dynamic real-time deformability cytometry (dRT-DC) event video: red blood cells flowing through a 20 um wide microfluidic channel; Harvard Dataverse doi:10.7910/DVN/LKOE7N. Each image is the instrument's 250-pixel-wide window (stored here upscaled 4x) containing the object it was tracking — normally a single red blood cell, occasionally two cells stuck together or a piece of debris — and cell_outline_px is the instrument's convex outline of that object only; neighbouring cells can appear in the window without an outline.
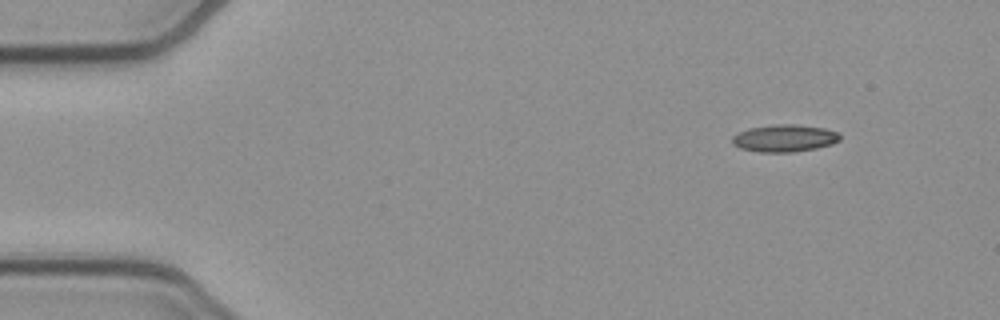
{"species": "common noctule bat (a hibernating species)", "species_latin": "Nyctalus noctula", "temperature_condition": "cold", "stored_images_in_passage": 49, "camera_frame_rate_fps": 3000, "um_per_image_px": 0.085, "animal": {"sex": "female", "body_mass_g": 21.9}, "frame": {"image": 1, "passage_image": 1, "time_ms": 0.0, "image_size_px": [1000, 320], "cell_outline_px": [[840, 140], [832, 144], [816, 148], [792, 152], [760, 152], [740, 148], [732, 144], [732, 136], [748, 128], [772, 124], [796, 124], [824, 128], [836, 132], [840, 136]], "centroid_in_image_um": [66.66, 11.74], "position_along_channel_um": 18.3, "area_um2": 17.11}}
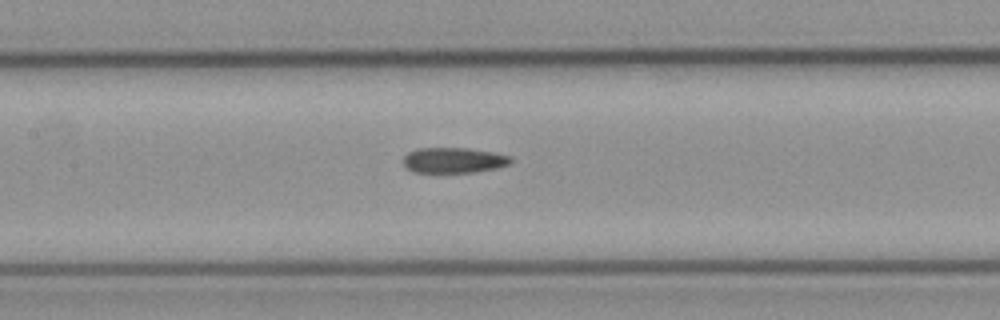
{"frame": {"image": 2, "passage_image": 20, "time_ms": 6.333, "image_size_px": [1000, 320], "cell_outline_px": [[512, 164], [496, 168], [472, 172], [412, 172], [404, 168], [404, 156], [408, 152], [416, 148], [468, 148], [492, 152], [512, 156]], "centroid_in_image_um": [38.56, 13.62], "position_along_channel_um": 168.8, "area_um2": 16.07}}
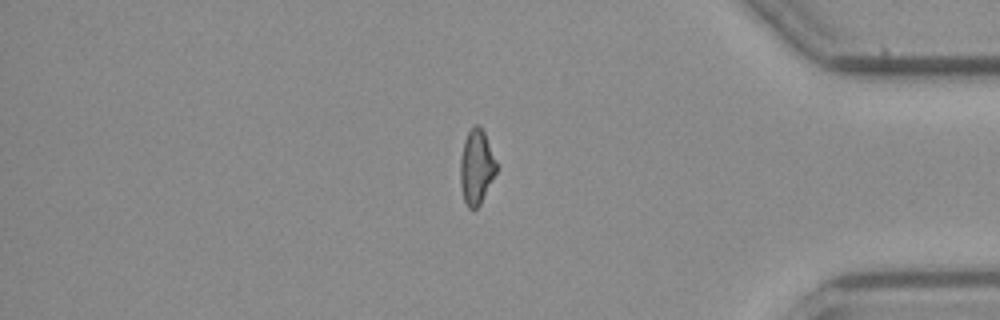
{"frame": {"image": 3, "passage_image": 40, "time_ms": 13.0, "image_size_px": [1000, 320], "cell_outline_px": [[496, 172], [480, 204], [476, 208], [468, 208], [464, 200], [460, 184], [460, 160], [464, 140], [472, 124], [480, 124], [484, 132], [496, 164]], "centroid_in_image_um": [40.47, 14.17], "position_along_channel_um": 394.7, "area_um2": 15.49}, "authors_computed_cell_mechanics": {"area_um2": 16.473, "velocity_mm_per_s": 3.84, "shape_relaxation_time_tau1_ms": null, "shape_relaxation_time_tau2_ms": 3.5277, "deformation_change_tau1": null, "deformation_change_tau2": 0.111}}